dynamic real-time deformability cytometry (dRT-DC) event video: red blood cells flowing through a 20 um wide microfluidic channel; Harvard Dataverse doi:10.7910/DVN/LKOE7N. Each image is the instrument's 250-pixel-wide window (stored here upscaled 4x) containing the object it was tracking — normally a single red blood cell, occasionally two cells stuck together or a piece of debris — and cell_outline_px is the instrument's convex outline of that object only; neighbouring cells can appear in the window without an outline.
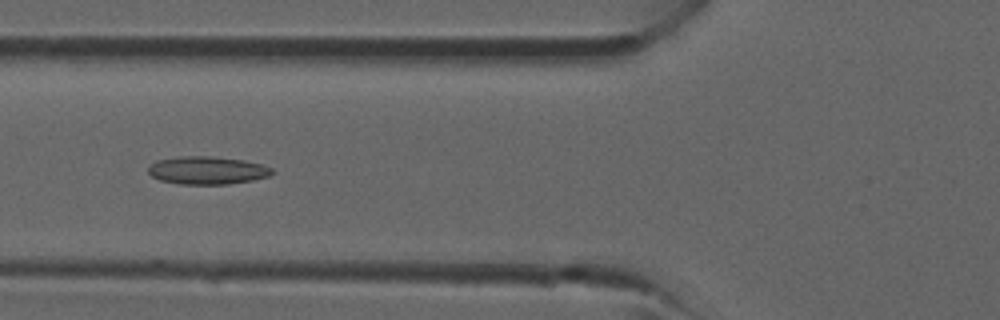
{"species": "common noctule bat (a hibernating species)", "species_latin": "Nyctalus noctula", "temperature_condition": "room temperature", "stored_images_in_passage": 39, "camera_frame_rate_fps": 3000, "um_per_image_px": 0.085, "animal": {"sex": "male", "forearm_length_mm": 52.5}, "frame": {"image": 1, "passage_image": 15, "time_ms": 4.667, "image_size_px": [1000, 320], "cell_outline_px": [[272, 172], [268, 176], [252, 180], [228, 184], [180, 184], [160, 180], [152, 176], [148, 172], [148, 168], [156, 160], [180, 156], [208, 156], [244, 160], [260, 164], [272, 168]], "centroid_in_image_um": [17.58, 14.48], "position_along_channel_um": 108.2, "area_um2": 19.94}}
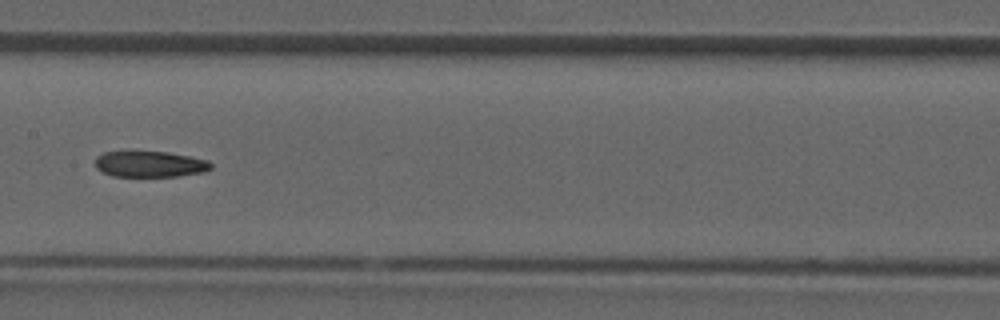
{"frame": {"image": 2, "passage_image": 20, "time_ms": 6.333, "image_size_px": [1000, 320], "cell_outline_px": [[212, 168], [204, 172], [180, 176], [112, 176], [96, 168], [96, 156], [104, 152], [168, 152], [208, 160], [212, 164]], "centroid_in_image_um": [12.77, 13.95], "position_along_channel_um": 194.6, "area_um2": 17.4}}
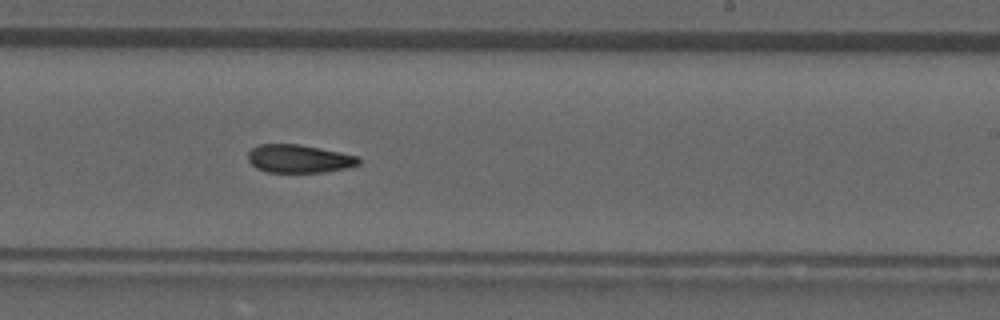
{"frame": {"image": 3, "passage_image": 24, "time_ms": 7.667, "image_size_px": [1000, 320], "cell_outline_px": [[360, 164], [348, 168], [324, 172], [268, 172], [256, 168], [248, 160], [248, 152], [252, 148], [260, 144], [300, 144], [360, 156]], "centroid_in_image_um": [25.44, 13.49], "position_along_channel_um": 263.6, "area_um2": 18.26}}